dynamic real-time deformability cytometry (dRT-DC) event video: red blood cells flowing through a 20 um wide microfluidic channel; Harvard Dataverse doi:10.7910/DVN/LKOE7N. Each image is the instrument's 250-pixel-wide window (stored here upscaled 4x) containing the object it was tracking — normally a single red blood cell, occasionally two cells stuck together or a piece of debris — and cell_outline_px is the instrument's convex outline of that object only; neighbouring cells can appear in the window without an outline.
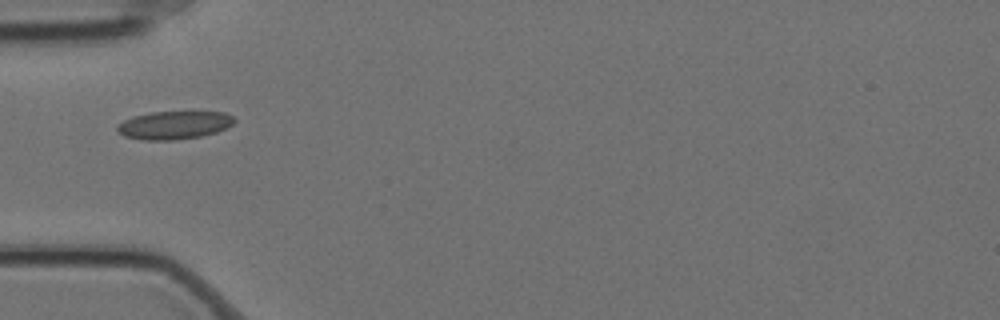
{"species": "Egyptian fruit bat (a non-hibernating species)", "species_latin": "Rousettus aegyptiacus", "temperature_condition": "cold", "stored_images_in_passage": 12, "camera_frame_rate_fps": 3000, "um_per_image_px": 0.085, "animal": {"sex": "female"}, "frame": {"image": 1, "passage_image": 2, "time_ms": 0.333, "image_size_px": [1000, 320], "cell_outline_px": [[236, 120], [228, 128], [216, 132], [200, 136], [172, 140], [144, 140], [124, 136], [116, 128], [116, 124], [132, 116], [152, 112], [224, 112], [232, 116]], "centroid_in_image_um": [14.79, 10.63], "position_along_channel_um": 70.2, "area_um2": 19.13}}
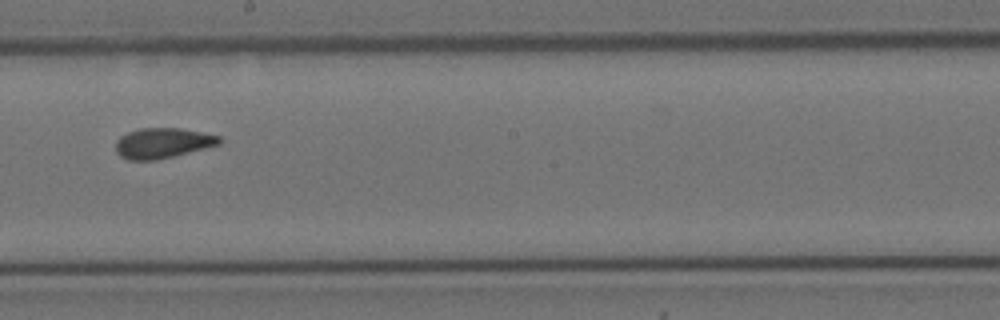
{"frame": {"image": 2, "passage_image": 6, "time_ms": 1.667, "image_size_px": [1000, 320], "cell_outline_px": [[224, 140], [220, 144], [176, 156], [156, 160], [128, 160], [120, 156], [116, 152], [116, 140], [120, 136], [128, 132], [140, 128], [180, 128], [220, 136]], "centroid_in_image_um": [13.83, 12.17], "position_along_channel_um": 234.4, "area_um2": 18.44}}
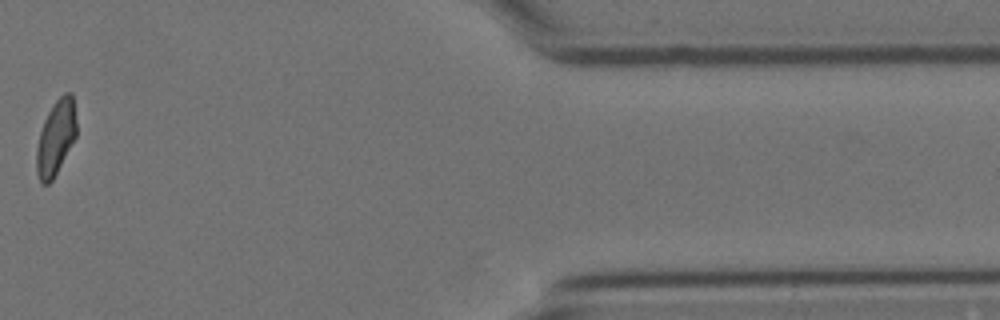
{"frame": {"image": 3, "passage_image": 11, "time_ms": 3.333, "image_size_px": [1000, 320], "cell_outline_px": [[76, 136], [52, 180], [48, 184], [40, 184], [36, 172], [36, 148], [40, 132], [44, 120], [52, 104], [64, 92], [72, 92], [76, 120]], "centroid_in_image_um": [4.73, 11.69], "position_along_channel_um": 406.7, "area_um2": 17.4}}